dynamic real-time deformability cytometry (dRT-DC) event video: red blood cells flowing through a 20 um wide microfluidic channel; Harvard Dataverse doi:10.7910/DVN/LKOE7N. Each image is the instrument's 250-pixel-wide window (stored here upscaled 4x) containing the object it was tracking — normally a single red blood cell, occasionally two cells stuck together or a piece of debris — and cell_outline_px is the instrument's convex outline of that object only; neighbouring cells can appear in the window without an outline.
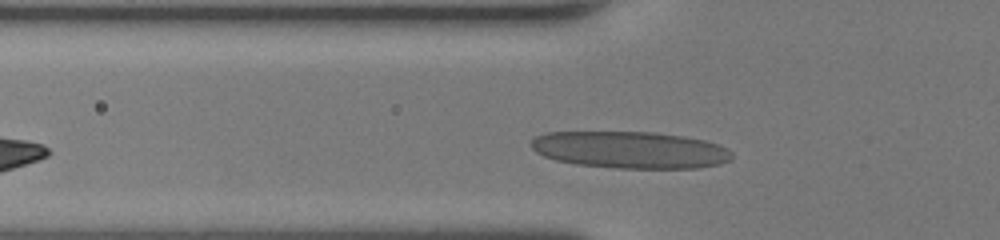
{"species": "human", "species_latin": "Homo sapiens", "temperature_condition": "room temperature", "stored_images_in_passage": 40, "camera_frame_rate_fps": 3000, "um_per_image_px": 0.085, "donor": {"sex": "female"}, "frame": {"image": 1, "passage_image": 13, "time_ms": 4.0, "image_size_px": [1000, 240], "cell_outline_px": [[732, 156], [728, 160], [720, 164], [696, 168], [616, 168], [576, 164], [556, 160], [544, 156], [536, 152], [532, 148], [532, 140], [536, 136], [544, 132], [656, 132], [684, 136], [704, 140], [720, 144], [732, 152]], "centroid_in_image_um": [53.57, 12.73], "position_along_channel_um": 72.2, "area_um2": 43.29}}
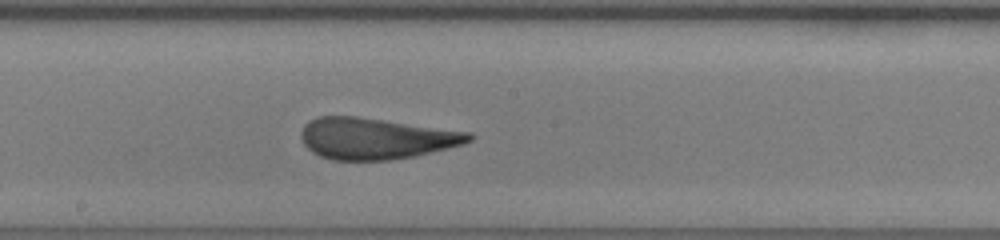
{"frame": {"image": 2, "passage_image": 24, "time_ms": 7.667, "image_size_px": [1000, 240], "cell_outline_px": [[472, 140], [464, 144], [412, 156], [388, 160], [332, 160], [320, 156], [312, 152], [304, 144], [300, 136], [300, 132], [304, 124], [308, 120], [320, 116], [356, 116], [472, 132]], "centroid_in_image_um": [31.9, 11.76], "position_along_channel_um": 216.3, "area_um2": 40.34}}
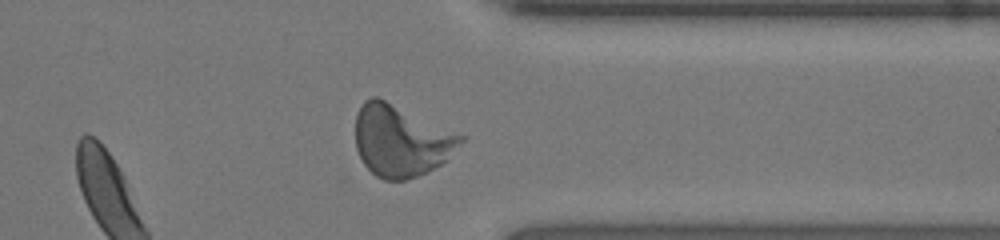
{"frame": {"image": 3, "passage_image": 36, "time_ms": 11.667, "image_size_px": [1000, 240], "cell_outline_px": [[464, 140], [440, 164], [416, 176], [404, 180], [384, 180], [376, 176], [364, 164], [356, 148], [356, 116], [364, 100], [372, 96], [376, 96], [464, 136]], "centroid_in_image_um": [34.03, 11.96], "position_along_channel_um": 377.4, "area_um2": 42.89}, "authors_computed_cell_mechanics": {"area_um2": 40.5178, "velocity_mm_per_s": 4.0901, "shape_relaxation_time_tau1_ms": 5.4294, "shape_relaxation_time_tau2_ms": 0.7465, "deformation_change_tau1": 0.2453, "deformation_change_tau2": 0.1054}}